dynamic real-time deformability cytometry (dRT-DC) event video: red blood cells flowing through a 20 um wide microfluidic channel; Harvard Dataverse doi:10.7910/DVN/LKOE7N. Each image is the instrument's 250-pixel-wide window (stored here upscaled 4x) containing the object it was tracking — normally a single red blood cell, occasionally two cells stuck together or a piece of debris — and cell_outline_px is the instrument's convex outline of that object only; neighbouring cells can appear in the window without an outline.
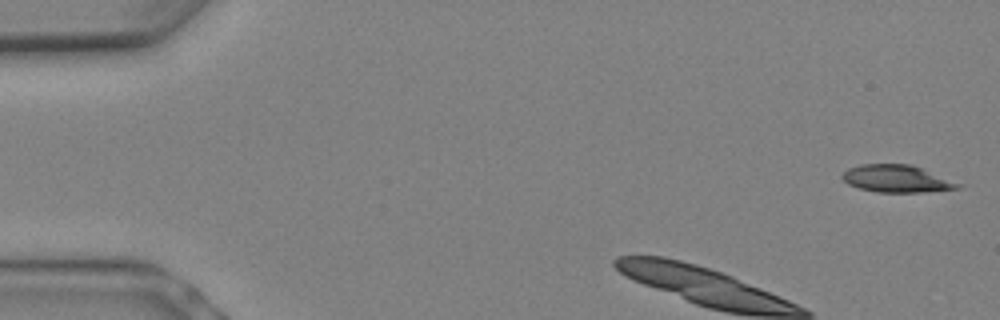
{"species": "Egyptian fruit bat (a non-hibernating species)", "species_latin": "Rousettus aegyptiacus", "temperature_condition": "warm", "stored_images_in_passage": 10, "camera_frame_rate_fps": 3000, "um_per_image_px": 0.085, "animal": {"sex": "female"}, "frame": {"image": 1, "passage_image": 1, "time_ms": 0.0, "image_size_px": [1000, 320], "cell_outline_px": [[964, 184], [960, 188], [920, 192], [876, 192], [860, 188], [848, 184], [840, 176], [848, 168], [860, 164], [912, 164]], "centroid_in_image_um": [76.24, 15.18], "position_along_channel_um": 8.8, "area_um2": 18.5}}